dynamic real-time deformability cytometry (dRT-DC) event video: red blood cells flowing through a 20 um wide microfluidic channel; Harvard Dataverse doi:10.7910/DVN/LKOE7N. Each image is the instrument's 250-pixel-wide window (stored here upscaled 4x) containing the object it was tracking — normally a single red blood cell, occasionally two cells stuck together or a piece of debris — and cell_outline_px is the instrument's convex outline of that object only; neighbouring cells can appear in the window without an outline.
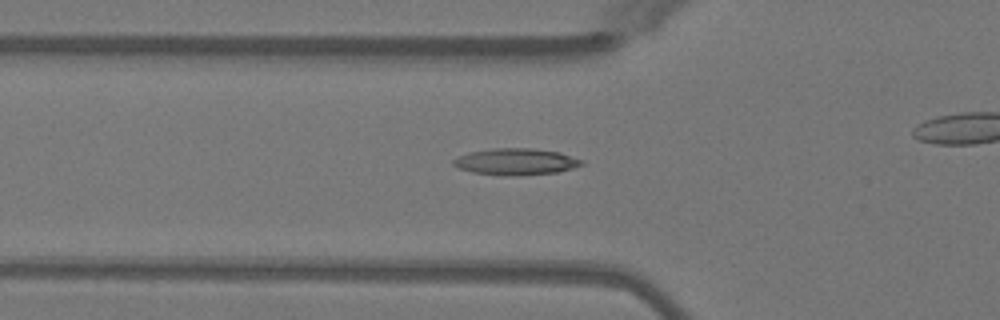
{"species": "Egyptian fruit bat (a non-hibernating species)", "species_latin": "Rousettus aegyptiacus", "temperature_condition": "warm", "stored_images_in_passage": 42, "camera_frame_rate_fps": 3000, "um_per_image_px": 0.085, "animal": {"sex": "female"}, "frame": {"image": 1, "passage_image": 18, "time_ms": 5.667, "image_size_px": [1000, 320], "cell_outline_px": [[584, 164], [572, 168], [556, 172], [516, 176], [504, 176], [472, 172], [460, 168], [452, 164], [452, 160], [460, 156], [472, 152], [492, 148], [532, 148], [560, 152], [584, 160]], "centroid_in_image_um": [43.88, 13.74], "position_along_channel_um": 81.9, "area_um2": 19.83}}
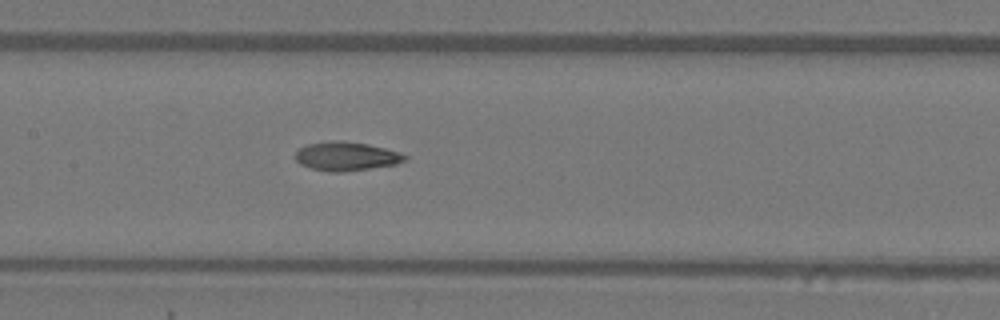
{"frame": {"image": 2, "passage_image": 25, "time_ms": 8.0, "image_size_px": [1000, 320], "cell_outline_px": [[408, 160], [396, 164], [340, 172], [328, 172], [312, 168], [300, 164], [296, 160], [296, 152], [300, 148], [308, 144], [332, 140], [340, 140], [368, 144], [400, 152], [408, 156]], "centroid_in_image_um": [29.45, 13.27], "position_along_channel_um": 177.9, "area_um2": 18.32}}
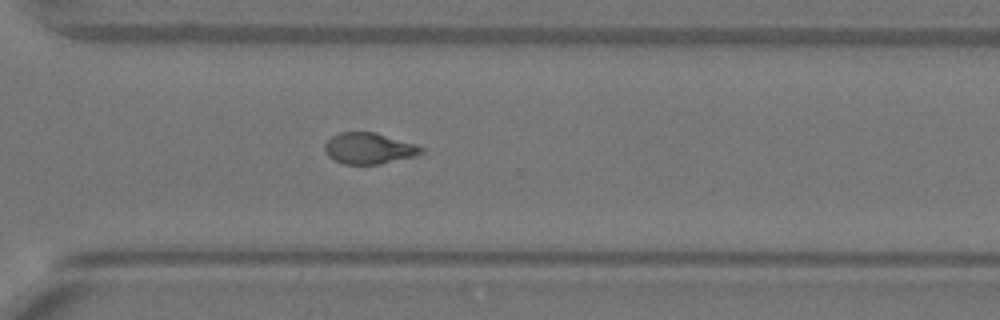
{"frame": {"image": 3, "passage_image": 37, "time_ms": 12.0, "image_size_px": [1000, 320], "cell_outline_px": [[424, 152], [412, 156], [380, 164], [344, 164], [332, 160], [328, 156], [324, 148], [324, 144], [332, 136], [340, 132], [376, 132], [416, 144], [424, 148]], "centroid_in_image_um": [31.33, 12.61], "position_along_channel_um": 339.3, "area_um2": 17.51}}